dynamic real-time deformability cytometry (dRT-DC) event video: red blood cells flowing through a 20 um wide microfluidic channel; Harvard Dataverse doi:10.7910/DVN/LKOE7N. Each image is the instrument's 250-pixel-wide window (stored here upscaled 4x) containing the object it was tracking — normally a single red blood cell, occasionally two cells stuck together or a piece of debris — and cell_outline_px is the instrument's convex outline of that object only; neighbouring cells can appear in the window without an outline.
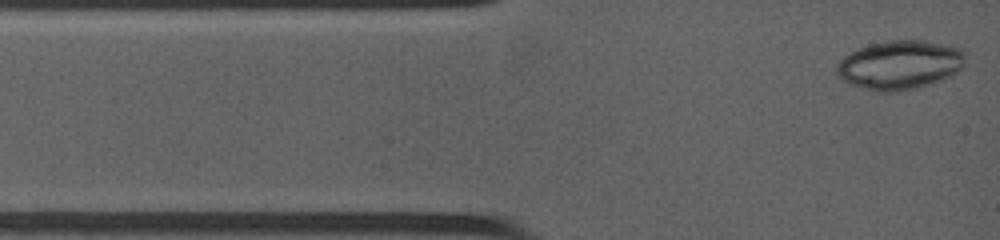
{"species": "common noctule bat (a hibernating species)", "species_latin": "Nyctalus noctula", "temperature_condition": "warm", "stored_images_in_passage": 5, "camera_frame_rate_fps": 4500, "um_per_image_px": 0.085, "animal": {"sex": "female", "body_mass_g": 19.0, "forearm_length_mm": 53.3}, "frame": {"image": 1, "passage_image": 1, "time_ms": 0.0, "image_size_px": [1000, 240], "cell_outline_px": [[964, 64], [960, 68], [948, 76], [912, 88], [868, 88], [852, 84], [844, 80], [840, 76], [836, 68], [836, 64], [844, 56], [860, 48], [872, 44], [896, 40], [924, 40], [956, 48], [964, 56]], "centroid_in_image_um": [76.45, 5.45], "position_along_channel_um": 8.5, "area_um2": 34.45}}